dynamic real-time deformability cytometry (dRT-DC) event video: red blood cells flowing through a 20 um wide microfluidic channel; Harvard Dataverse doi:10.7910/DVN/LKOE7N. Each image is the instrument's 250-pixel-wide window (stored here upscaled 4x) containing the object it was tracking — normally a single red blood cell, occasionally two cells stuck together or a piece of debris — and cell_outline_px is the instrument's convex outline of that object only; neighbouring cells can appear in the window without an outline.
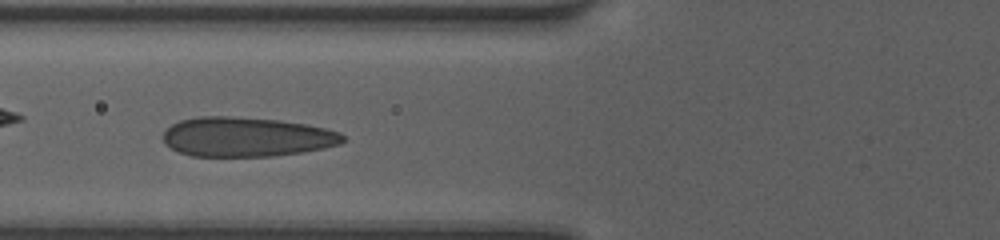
{"species": "human", "species_latin": "Homo sapiens", "temperature_condition": "room temperature", "stored_images_in_passage": 37, "camera_frame_rate_fps": 3000, "um_per_image_px": 0.085, "donor": {"sex": "female"}, "frame": {"image": 1, "passage_image": 11, "time_ms": 3.333, "image_size_px": [1000, 240], "cell_outline_px": [[348, 140], [340, 144], [324, 148], [300, 152], [272, 156], [192, 156], [180, 152], [164, 144], [164, 132], [172, 124], [180, 120], [200, 116], [228, 116], [280, 120], [304, 124], [324, 128], [340, 132]], "centroid_in_image_um": [20.96, 11.63], "position_along_channel_um": 104.8, "area_um2": 41.33}, "authors_computed_cell_mechanics": {"area_um2": 40.3444, "velocity_mm_per_s": 4.1137, "shape_relaxation_time_tau1_ms": 4.3507, "shape_relaxation_time_tau2_ms": null, "deformation_change_tau1": 0.174, "deformation_change_tau2": null}}